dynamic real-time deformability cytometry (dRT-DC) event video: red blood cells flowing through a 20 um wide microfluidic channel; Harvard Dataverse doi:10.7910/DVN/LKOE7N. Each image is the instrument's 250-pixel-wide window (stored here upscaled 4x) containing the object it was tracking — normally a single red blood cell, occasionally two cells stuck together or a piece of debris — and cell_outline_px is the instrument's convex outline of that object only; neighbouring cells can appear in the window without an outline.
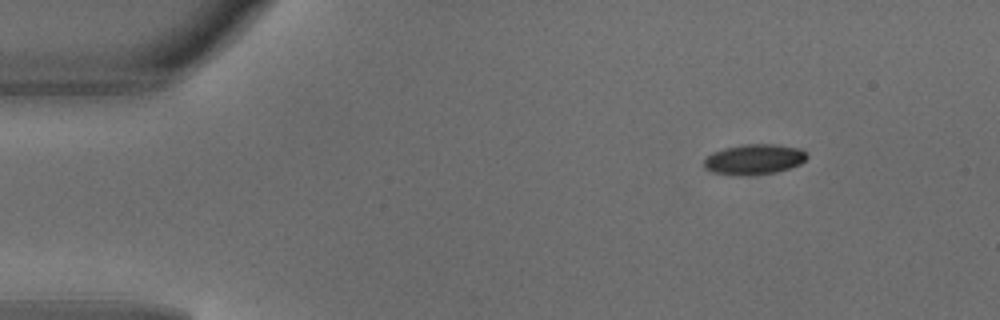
{"species": "common noctule bat (a hibernating species)", "species_latin": "Nyctalus noctula", "temperature_condition": "warm", "stored_images_in_passage": 3, "camera_frame_rate_fps": 3000, "um_per_image_px": 0.085, "animal": {"sex": "male", "body_mass_g": 18.8}, "frame": {"image": 1, "passage_image": 1, "time_ms": 0.0, "image_size_px": [1000, 320], "cell_outline_px": [[808, 156], [800, 164], [776, 172], [756, 176], [740, 176], [712, 172], [704, 168], [704, 160], [712, 152], [724, 148], [744, 144], [772, 144], [800, 148]], "centroid_in_image_um": [64.07, 13.56], "position_along_channel_um": 20.9, "area_um2": 18.32}}